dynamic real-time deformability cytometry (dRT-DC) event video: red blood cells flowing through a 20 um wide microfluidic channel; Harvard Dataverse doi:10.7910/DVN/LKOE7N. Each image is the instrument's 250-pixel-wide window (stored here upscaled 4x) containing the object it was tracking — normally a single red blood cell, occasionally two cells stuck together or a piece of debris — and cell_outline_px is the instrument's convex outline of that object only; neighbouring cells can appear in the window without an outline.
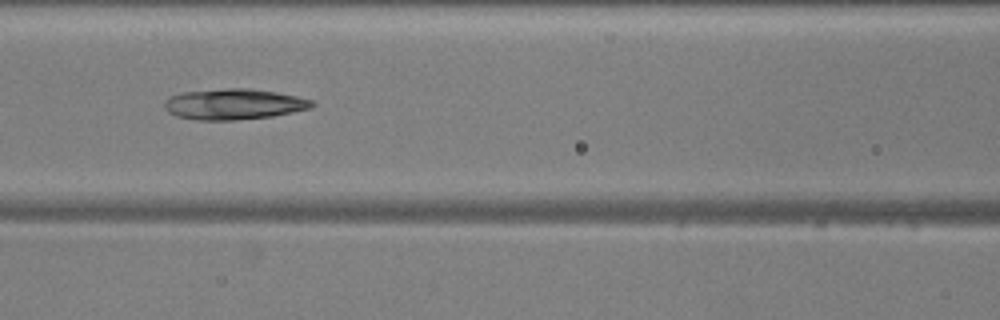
{"species": "common noctule bat (a hibernating species)", "species_latin": "Nyctalus noctula", "temperature_condition": "warm", "stored_images_in_passage": 37, "camera_frame_rate_fps": 3000, "um_per_image_px": 0.085, "animal": {"sex": "male", "body_mass_g": 20.5, "forearm_length_mm": 52.5}, "frame": {"image": 1, "passage_image": 8, "time_ms": 2.333, "image_size_px": [1000, 320], "cell_outline_px": [[316, 104], [308, 108], [292, 112], [272, 116], [236, 120], [196, 120], [176, 116], [168, 112], [164, 108], [164, 100], [172, 96], [184, 92], [228, 88], [252, 88], [276, 92], [296, 96], [312, 100]], "centroid_in_image_um": [19.86, 8.85], "position_along_channel_um": 146.7, "area_um2": 26.36}}
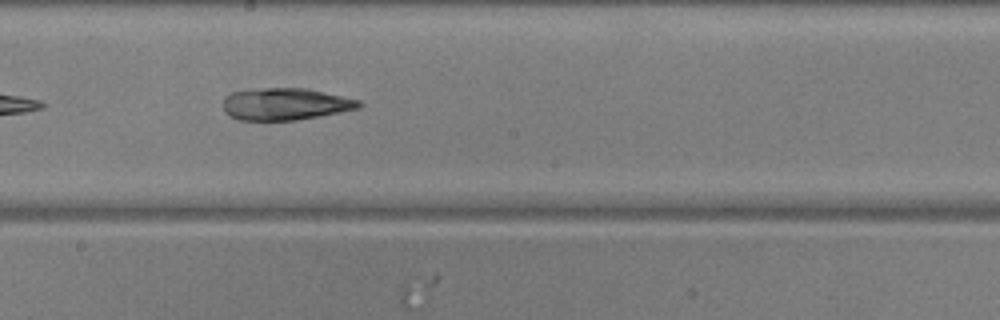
{"frame": {"image": 2, "passage_image": 14, "time_ms": 4.333, "image_size_px": [1000, 320], "cell_outline_px": [[364, 104], [360, 108], [320, 116], [296, 120], [240, 120], [228, 116], [224, 112], [224, 96], [232, 92], [268, 88], [308, 88], [360, 100]], "centroid_in_image_um": [24.28, 8.85], "position_along_channel_um": 223.9, "area_um2": 25.43}}
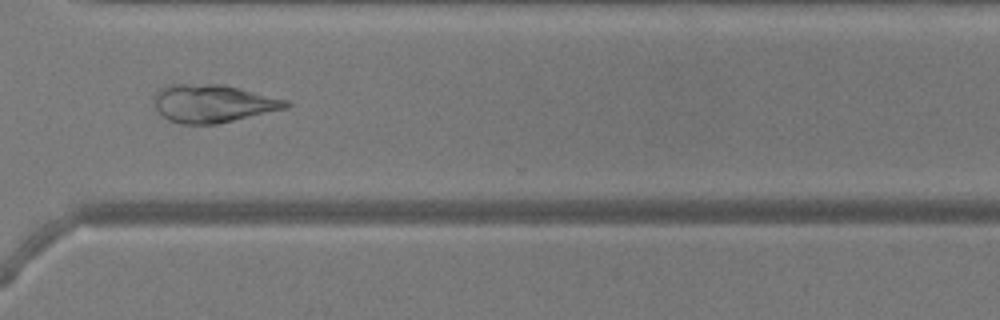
{"frame": {"image": 3, "passage_image": 24, "time_ms": 7.667, "image_size_px": [1000, 320], "cell_outline_px": [[292, 104], [288, 108], [216, 124], [180, 124], [168, 120], [156, 108], [156, 92], [164, 84], [224, 84], [288, 100]], "centroid_in_image_um": [18.12, 8.79], "position_along_channel_um": 352.5, "area_um2": 29.13}}